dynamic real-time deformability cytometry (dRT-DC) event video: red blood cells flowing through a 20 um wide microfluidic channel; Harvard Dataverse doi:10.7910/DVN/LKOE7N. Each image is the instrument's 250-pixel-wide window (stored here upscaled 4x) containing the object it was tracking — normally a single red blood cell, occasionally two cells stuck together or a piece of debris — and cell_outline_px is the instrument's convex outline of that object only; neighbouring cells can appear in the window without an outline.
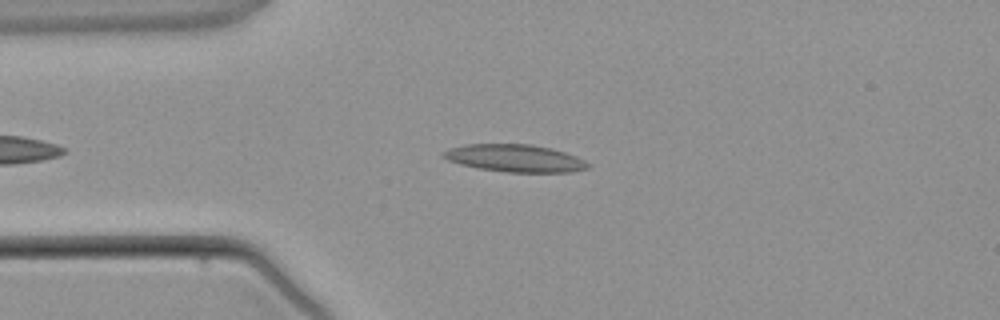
{"species": "common noctule bat (a hibernating species)", "species_latin": "Nyctalus noctula", "temperature_condition": "warm", "stored_images_in_passage": 3, "camera_frame_rate_fps": 3000, "um_per_image_px": 0.085, "animal": {"sex": "male", "body_mass_g": 21.5, "forearm_length_mm": 52.0}, "frame": {"image": 1, "passage_image": 3, "time_ms": 2.333, "image_size_px": [1000, 320], "cell_outline_px": [[588, 168], [572, 172], [508, 172], [476, 168], [460, 164], [448, 160], [440, 156], [440, 152], [448, 148], [464, 144], [532, 144], [564, 152], [576, 156], [584, 160], [588, 164]], "centroid_in_image_um": [43.69, 13.44], "position_along_channel_um": 41.3, "area_um2": 23.18}}